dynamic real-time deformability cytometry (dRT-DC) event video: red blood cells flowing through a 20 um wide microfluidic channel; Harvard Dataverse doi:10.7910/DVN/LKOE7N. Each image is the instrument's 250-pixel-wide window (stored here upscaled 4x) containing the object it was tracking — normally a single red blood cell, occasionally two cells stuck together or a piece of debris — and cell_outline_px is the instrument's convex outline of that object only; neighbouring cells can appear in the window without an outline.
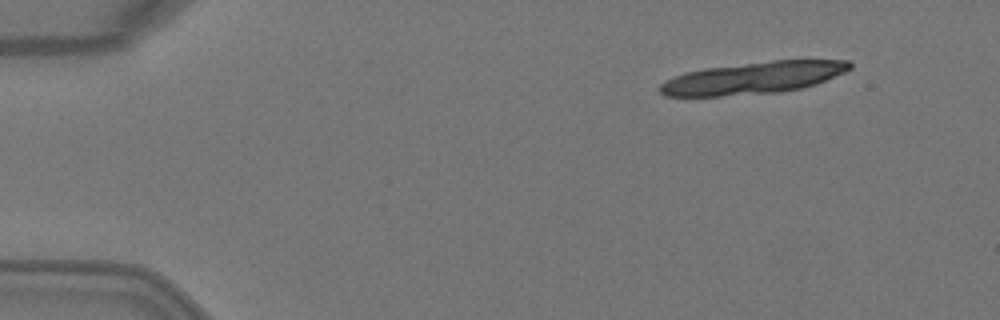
{"species": "Egyptian fruit bat (a non-hibernating species)", "species_latin": "Rousettus aegyptiacus", "temperature_condition": "warm", "stored_images_in_passage": 3, "camera_frame_rate_fps": 3000, "um_per_image_px": 0.085, "animal": {"sex": "female"}, "frame": {"image": 1, "passage_image": 1, "time_ms": 0.0, "image_size_px": [1000, 320], "cell_outline_px": [[852, 68], [844, 72], [816, 84], [800, 88], [780, 92], [720, 96], [664, 96], [660, 92], [660, 84], [684, 72], [704, 68], [772, 60], [848, 60], [852, 64]], "centroid_in_image_um": [64.03, 6.62], "position_along_channel_um": 21.0, "area_um2": 35.26}}